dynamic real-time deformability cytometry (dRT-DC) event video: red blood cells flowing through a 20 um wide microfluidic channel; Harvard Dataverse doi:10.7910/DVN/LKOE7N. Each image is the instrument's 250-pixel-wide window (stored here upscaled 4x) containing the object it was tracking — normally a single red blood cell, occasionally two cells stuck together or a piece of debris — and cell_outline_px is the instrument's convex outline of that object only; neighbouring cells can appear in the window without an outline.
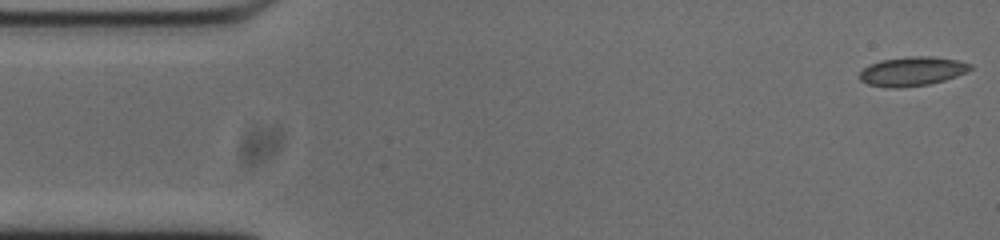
{"species": "common noctule bat (a hibernating species)", "species_latin": "Nyctalus noctula", "temperature_condition": "cold", "stored_images_in_passage": 51, "camera_frame_rate_fps": 3000, "um_per_image_px": 0.085, "animal": {"sex": "male", "body_mass_g": 20.0, "forearm_length_mm": 53.3}, "frame": {"image": 1, "passage_image": 1, "time_ms": 0.0, "image_size_px": [1000, 240], "cell_outline_px": [[972, 68], [956, 76], [944, 80], [928, 84], [896, 88], [888, 88], [868, 84], [860, 80], [860, 72], [864, 68], [880, 60], [912, 56], [928, 56], [956, 60], [972, 64]], "centroid_in_image_um": [77.51, 6.06], "position_along_channel_um": 7.5, "area_um2": 18.5}}
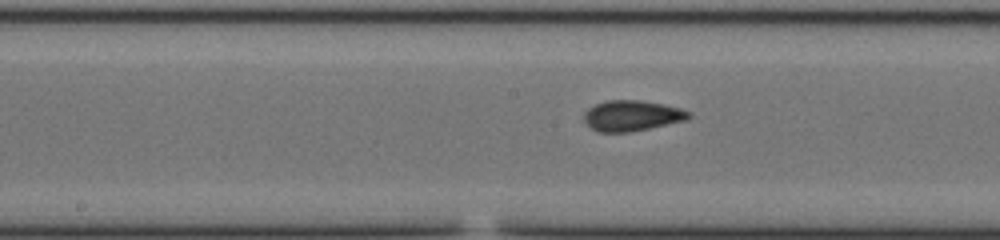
{"frame": {"image": 2, "passage_image": 25, "time_ms": 8.0, "image_size_px": [1000, 240], "cell_outline_px": [[692, 116], [688, 120], [632, 132], [596, 132], [584, 120], [584, 112], [588, 108], [596, 104], [608, 100], [640, 100], [664, 104], [680, 108], [692, 112]], "centroid_in_image_um": [53.75, 9.84], "position_along_channel_um": 194.4, "area_um2": 18.9}}
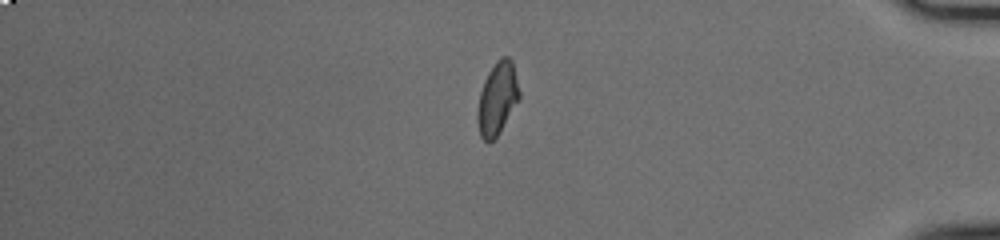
{"frame": {"image": 3, "passage_image": 44, "time_ms": 14.333, "image_size_px": [1000, 240], "cell_outline_px": [[520, 96], [496, 136], [488, 144], [480, 136], [476, 116], [480, 92], [484, 80], [488, 72], [496, 60], [500, 56], [508, 56], [512, 60], [520, 92]], "centroid_in_image_um": [42.25, 8.33], "position_along_channel_um": 393.0, "area_um2": 17.46}, "authors_computed_cell_mechanics": {"area_um2": 17.918, "velocity_mm_per_s": 3.7452, "shape_relaxation_time_tau1_ms": null, "shape_relaxation_time_tau2_ms": 1.1606, "deformation_change_tau1": null, "deformation_change_tau2": 0.0652}}